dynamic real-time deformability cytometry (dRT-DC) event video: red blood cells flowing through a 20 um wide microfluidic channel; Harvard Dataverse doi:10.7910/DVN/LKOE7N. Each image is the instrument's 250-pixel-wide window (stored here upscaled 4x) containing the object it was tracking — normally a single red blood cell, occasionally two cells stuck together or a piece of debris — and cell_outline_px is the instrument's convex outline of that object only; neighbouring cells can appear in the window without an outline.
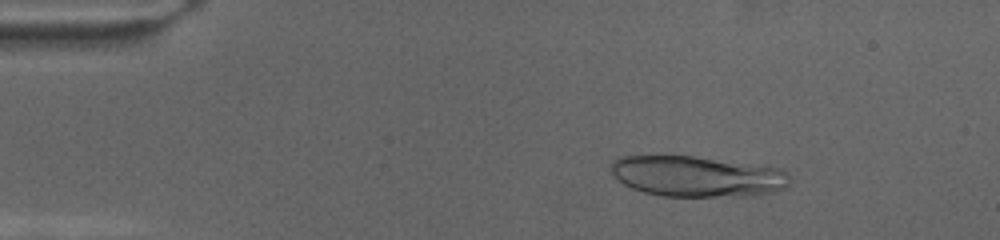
{"species": "human", "species_latin": "Homo sapiens", "temperature_condition": "cold", "stored_images_in_passage": 64, "camera_frame_rate_fps": 3000, "um_per_image_px": 0.085, "donor": {"sex": "female"}, "frame": {"image": 1, "passage_image": 4, "time_ms": 1.0, "image_size_px": [1000, 240], "cell_outline_px": [[788, 184], [784, 188], [772, 192], [752, 196], [664, 196], [644, 192], [632, 188], [624, 184], [612, 172], [612, 164], [620, 156], [692, 156], [780, 168], [788, 172]], "centroid_in_image_um": [59.28, 15.0], "position_along_channel_um": 25.7, "area_um2": 41.96}}
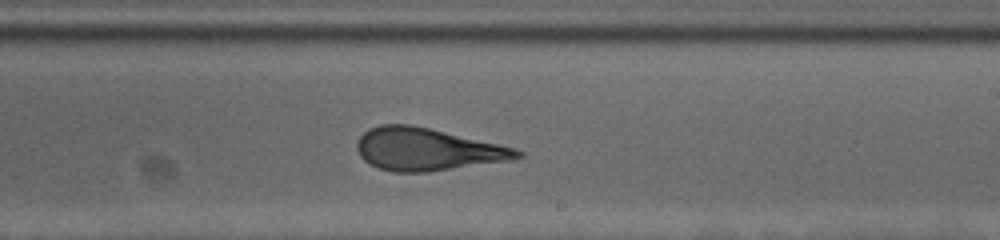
{"frame": {"image": 2, "passage_image": 36, "time_ms": 11.667, "image_size_px": [1000, 240], "cell_outline_px": [[524, 156], [512, 160], [428, 172], [392, 172], [380, 168], [364, 160], [360, 156], [356, 148], [356, 140], [368, 128], [380, 124], [408, 124], [428, 128], [516, 148], [524, 152]], "centroid_in_image_um": [36.29, 12.69], "position_along_channel_um": 252.7, "area_um2": 39.59}}
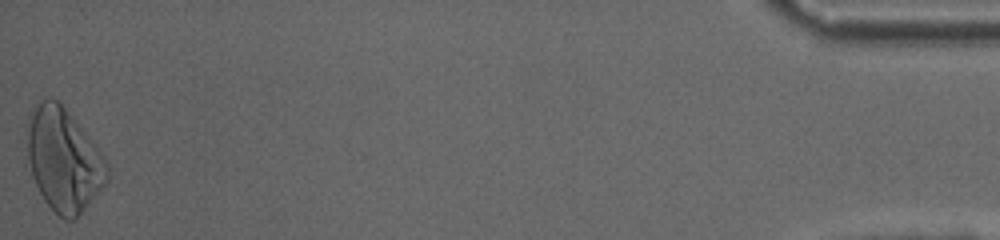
{"frame": {"image": 3, "passage_image": 64, "time_ms": 21.0, "image_size_px": [1000, 240], "cell_outline_px": [[108, 180], [84, 208], [72, 220], [64, 220], [44, 200], [32, 176], [28, 160], [24, 124], [28, 116], [40, 100], [48, 96], [52, 96], [64, 108], [88, 136], [104, 156], [108, 164]], "centroid_in_image_um": [5.36, 13.53], "position_along_channel_um": 429.8, "area_um2": 47.74}}